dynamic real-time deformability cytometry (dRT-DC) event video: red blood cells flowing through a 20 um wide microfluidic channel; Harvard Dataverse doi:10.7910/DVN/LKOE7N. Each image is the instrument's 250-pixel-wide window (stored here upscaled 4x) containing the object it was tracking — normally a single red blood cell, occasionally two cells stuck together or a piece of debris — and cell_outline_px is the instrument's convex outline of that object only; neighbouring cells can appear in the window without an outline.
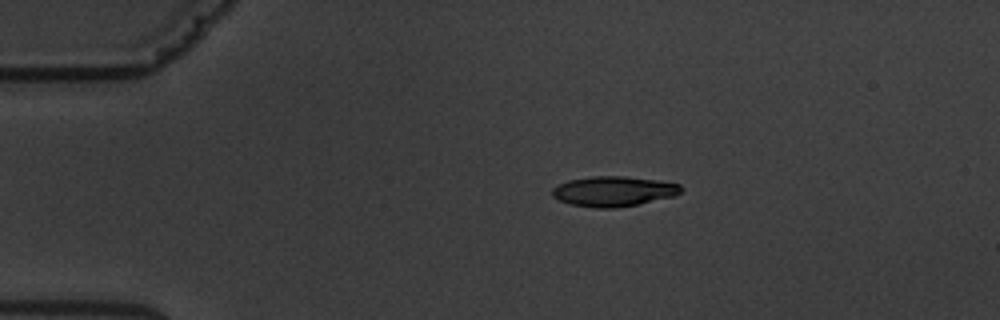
{"species": "common noctule bat (a hibernating species)", "species_latin": "Nyctalus noctula", "temperature_condition": "warm", "stored_images_in_passage": 10, "camera_frame_rate_fps": 3000, "um_per_image_px": 0.085, "animal": {"sex": "male", "body_mass_g": 19.5, "forearm_length_mm": 54.6}, "frame": {"image": 1, "passage_image": 2, "time_ms": 2.0, "image_size_px": [1000, 320], "cell_outline_px": [[684, 188], [676, 196], [640, 204], [612, 208], [592, 208], [568, 204], [552, 196], [552, 188], [568, 180], [592, 176], [624, 176], [656, 180], [680, 184]], "centroid_in_image_um": [52.16, 16.27], "position_along_channel_um": 32.8, "area_um2": 22.77}}
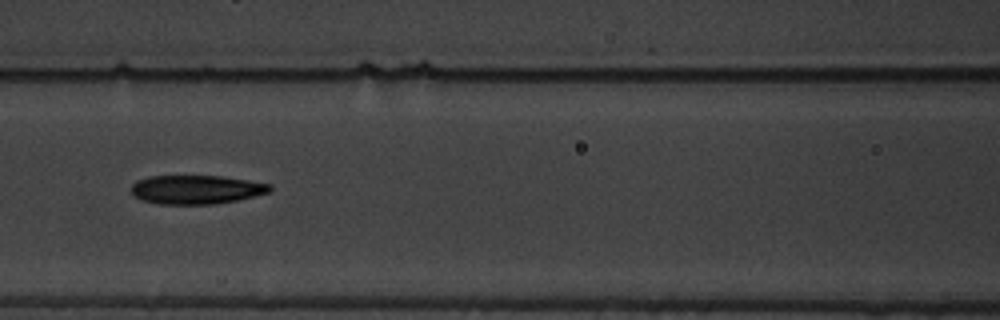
{"frame": {"image": 2, "passage_image": 6, "time_ms": 6.667, "image_size_px": [1000, 320], "cell_outline_px": [[272, 188], [268, 192], [236, 200], [212, 204], [160, 204], [140, 200], [132, 192], [132, 184], [136, 180], [148, 176], [220, 176], [272, 184]], "centroid_in_image_um": [16.64, 16.11], "position_along_channel_um": 150.0, "area_um2": 23.12}}
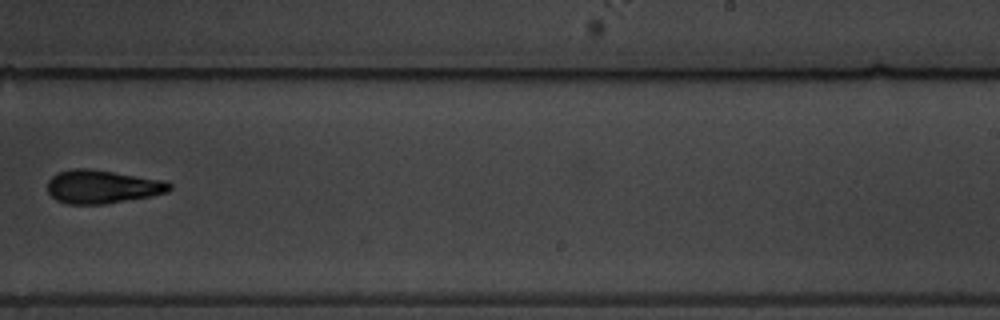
{"frame": {"image": 3, "passage_image": 9, "time_ms": 10.333, "image_size_px": [1000, 320], "cell_outline_px": [[172, 188], [168, 192], [152, 196], [104, 204], [68, 204], [56, 200], [48, 192], [48, 180], [52, 176], [60, 172], [72, 168], [92, 168], [164, 180], [172, 184]], "centroid_in_image_um": [8.71, 15.86], "position_along_channel_um": 280.3, "area_um2": 23.93}}